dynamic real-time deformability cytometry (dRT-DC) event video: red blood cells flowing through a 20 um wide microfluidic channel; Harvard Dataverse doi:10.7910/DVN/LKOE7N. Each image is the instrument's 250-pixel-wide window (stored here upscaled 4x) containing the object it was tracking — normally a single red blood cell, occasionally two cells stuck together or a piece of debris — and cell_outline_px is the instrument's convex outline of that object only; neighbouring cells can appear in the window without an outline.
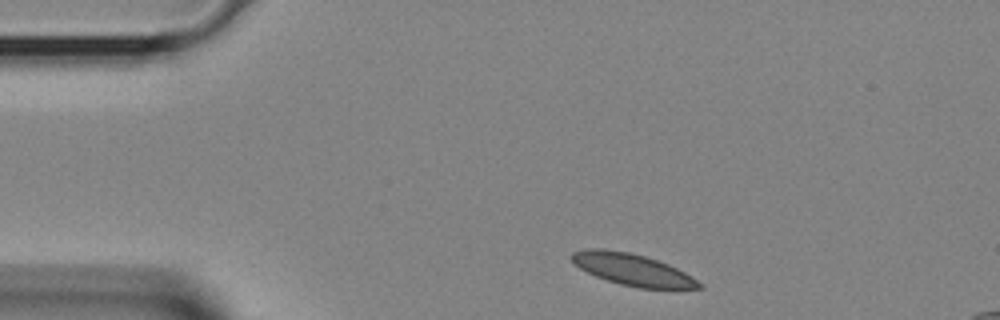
{"species": "Egyptian fruit bat (a non-hibernating species)", "species_latin": "Rousettus aegyptiacus", "temperature_condition": "room temperature", "stored_images_in_passage": 34, "camera_frame_rate_fps": 3000, "um_per_image_px": 0.085, "animal": {"sex": "female"}, "frame": {"image": 1, "passage_image": 1, "time_ms": 0.0, "image_size_px": [1000, 320], "cell_outline_px": [[704, 288], [676, 292], [640, 288], [620, 284], [596, 276], [580, 268], [568, 256], [572, 252], [588, 248], [604, 248], [628, 252], [644, 256], [668, 264], [692, 276], [704, 284]], "centroid_in_image_um": [53.89, 22.97], "position_along_channel_um": 31.1, "area_um2": 24.33}}
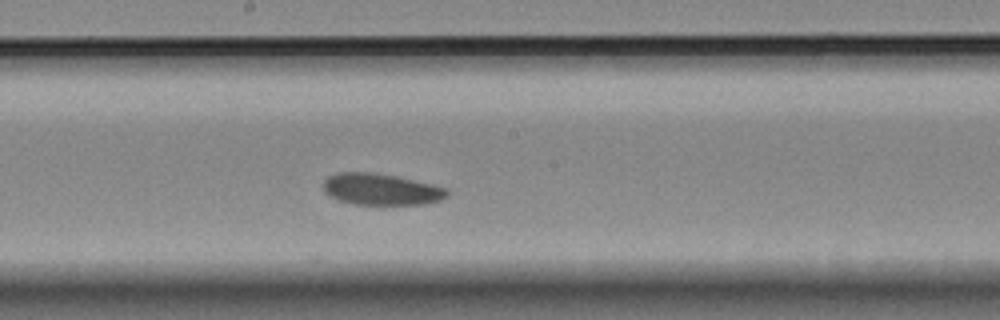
{"frame": {"image": 2, "passage_image": 15, "time_ms": 4.667, "image_size_px": [1000, 320], "cell_outline_px": [[448, 196], [440, 200], [424, 204], [352, 204], [336, 200], [324, 192], [324, 180], [328, 176], [336, 172], [372, 172], [396, 176], [448, 188]], "centroid_in_image_um": [32.36, 16.09], "position_along_channel_um": 215.8, "area_um2": 22.77}}
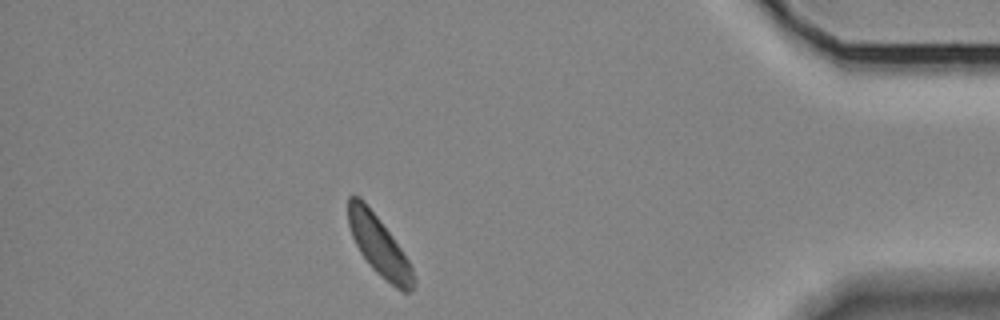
{"frame": {"image": 3, "passage_image": 29, "time_ms": 9.333, "image_size_px": [1000, 320], "cell_outline_px": [[416, 284], [412, 292], [404, 292], [396, 288], [380, 276], [372, 268], [360, 252], [352, 236], [348, 224], [348, 196], [360, 196], [364, 200], [392, 236], [408, 260], [412, 268], [416, 280]], "centroid_in_image_um": [32.23, 20.91], "position_along_channel_um": 403.0, "area_um2": 22.54}}